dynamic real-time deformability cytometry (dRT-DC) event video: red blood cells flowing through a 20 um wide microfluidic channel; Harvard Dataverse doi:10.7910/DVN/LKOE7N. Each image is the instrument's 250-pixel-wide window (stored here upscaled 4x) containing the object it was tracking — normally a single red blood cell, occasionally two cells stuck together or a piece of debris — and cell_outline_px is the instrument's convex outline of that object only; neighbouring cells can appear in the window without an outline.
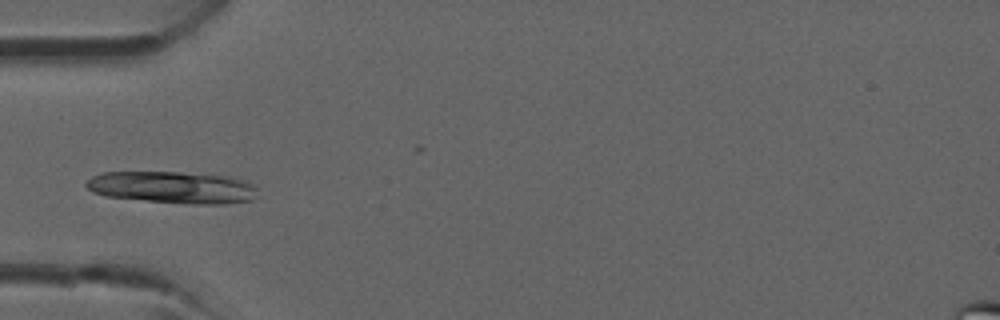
{"species": "common noctule bat (a hibernating species)", "species_latin": "Nyctalus noctula", "temperature_condition": "room temperature", "stored_images_in_passage": 10, "camera_frame_rate_fps": 3000, "um_per_image_px": 0.085, "animal": {"sex": "male", "forearm_length_mm": 52.5}, "frame": {"image": 1, "passage_image": 6, "time_ms": 1.667, "image_size_px": [1000, 320], "cell_outline_px": [[256, 188], [252, 200], [224, 204], [184, 204], [104, 196], [92, 192], [84, 184], [92, 176], [104, 172], [180, 172], [228, 176], [248, 180], [256, 184]], "centroid_in_image_um": [14.69, 15.92], "position_along_channel_um": 70.3, "area_um2": 32.19}}